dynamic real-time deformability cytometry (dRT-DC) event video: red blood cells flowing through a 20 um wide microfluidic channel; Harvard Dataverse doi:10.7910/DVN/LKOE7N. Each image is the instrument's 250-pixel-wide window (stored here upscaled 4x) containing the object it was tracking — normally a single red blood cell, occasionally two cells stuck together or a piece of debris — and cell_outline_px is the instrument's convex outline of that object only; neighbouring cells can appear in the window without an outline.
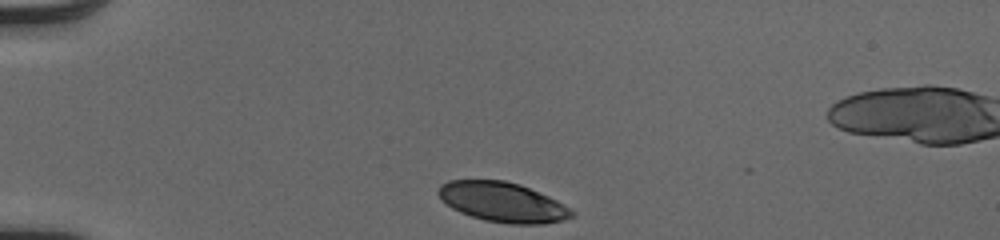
{"species": "human", "species_latin": "Homo sapiens", "temperature_condition": "cold", "stored_images_in_passage": 32, "camera_frame_rate_fps": 3000, "um_per_image_px": 0.085, "donor": {"sex": "male"}, "frame": {"image": 1, "passage_image": 1, "time_ms": 0.0, "image_size_px": [1000, 240], "cell_outline_px": [[576, 212], [572, 216], [560, 220], [544, 224], [512, 224], [484, 220], [460, 212], [452, 208], [436, 192], [440, 184], [448, 180], [504, 180], [520, 184], [548, 196], [572, 208]], "centroid_in_image_um": [42.73, 17.17], "position_along_channel_um": 42.3, "area_um2": 30.81}}
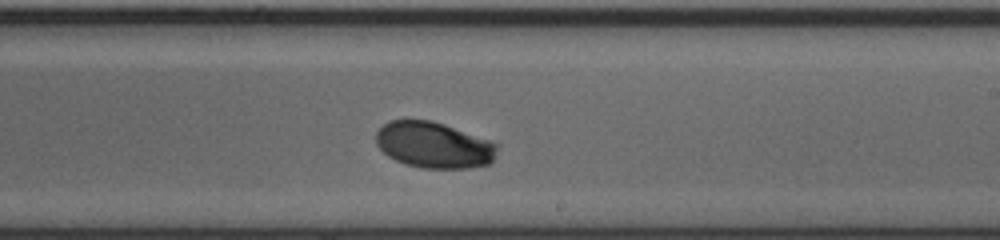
{"frame": {"image": 2, "passage_image": 20, "time_ms": 6.333, "image_size_px": [1000, 240], "cell_outline_px": [[500, 144], [492, 164], [468, 168], [420, 168], [404, 164], [388, 156], [376, 144], [376, 132], [388, 120], [432, 120], [444, 124]], "centroid_in_image_um": [36.9, 12.34], "position_along_channel_um": 252.1, "area_um2": 32.77}}
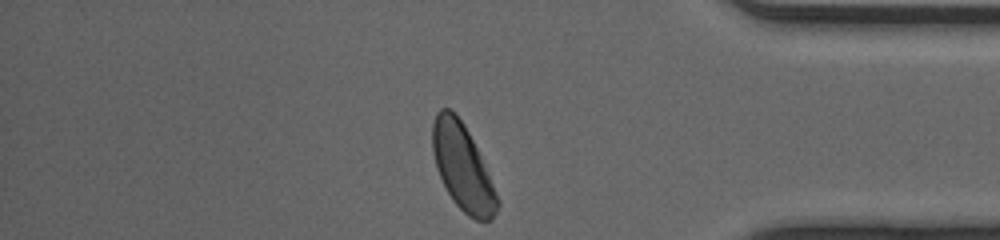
{"frame": {"image": 3, "passage_image": 32, "time_ms": 10.333, "image_size_px": [1000, 240], "cell_outline_px": [[500, 204], [492, 220], [476, 220], [468, 216], [452, 200], [436, 168], [432, 152], [432, 124], [436, 112], [440, 108], [448, 108], [464, 124], [480, 156], [500, 200]], "centroid_in_image_um": [39.31, 14.24], "position_along_channel_um": 395.9, "area_um2": 32.08}, "authors_computed_cell_mechanics": {"area_um2": 32.4836, "velocity_mm_per_s": 4.0616, "shape_relaxation_time_tau1_ms": 1.8528, "shape_relaxation_time_tau2_ms": null, "deformation_change_tau1": 0.1154, "deformation_change_tau2": null}}